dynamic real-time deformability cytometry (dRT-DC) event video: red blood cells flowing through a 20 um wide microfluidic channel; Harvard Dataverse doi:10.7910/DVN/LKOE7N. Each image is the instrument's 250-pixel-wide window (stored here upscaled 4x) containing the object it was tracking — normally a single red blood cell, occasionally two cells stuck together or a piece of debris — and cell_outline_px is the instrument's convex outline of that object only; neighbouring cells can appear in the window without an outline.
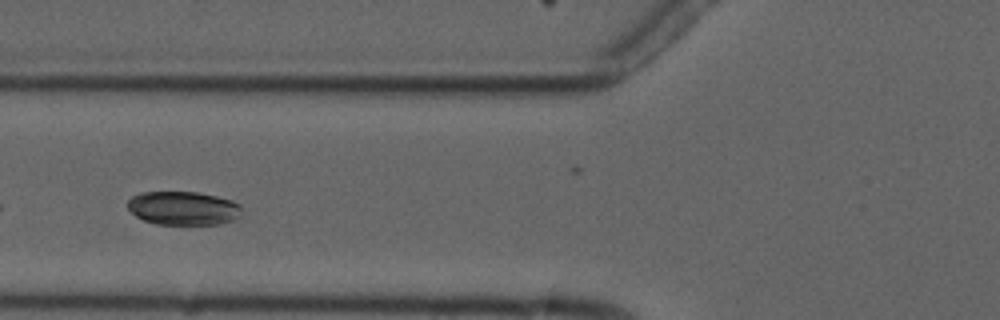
{"species": "common noctule bat (a hibernating species)", "species_latin": "Nyctalus noctula", "temperature_condition": "cold", "stored_images_in_passage": 8, "camera_frame_rate_fps": 3000, "um_per_image_px": 0.085, "animal": {"sex": "male", "forearm_length_mm": 52.5}, "frame": {"image": 1, "passage_image": 3, "time_ms": 3.333, "image_size_px": [1000, 320], "cell_outline_px": [[240, 208], [236, 216], [232, 220], [220, 224], [156, 224], [144, 220], [136, 216], [128, 208], [128, 200], [132, 196], [140, 192], [196, 192], [216, 196], [232, 200], [240, 204]], "centroid_in_image_um": [15.53, 17.69], "position_along_channel_um": 110.3, "area_um2": 22.14}}
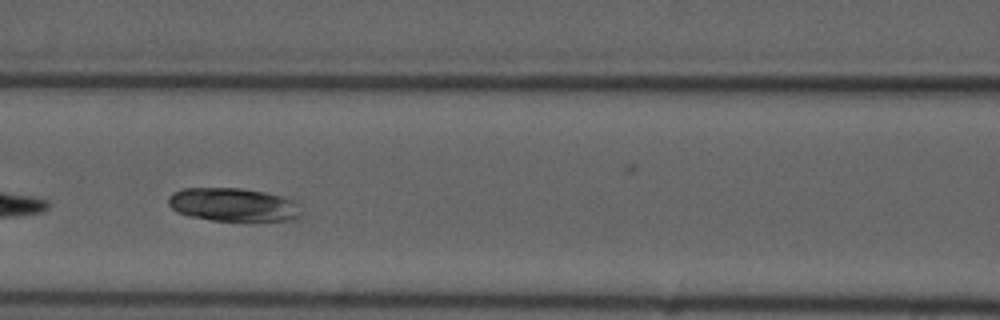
{"frame": {"image": 2, "passage_image": 4, "time_ms": 4.333, "image_size_px": [1000, 320], "cell_outline_px": [[300, 216], [296, 220], [248, 224], [212, 220], [188, 216], [176, 212], [168, 204], [168, 196], [172, 192], [184, 188], [240, 188], [264, 192], [296, 200], [300, 204]], "centroid_in_image_um": [19.89, 17.45], "position_along_channel_um": 146.7, "area_um2": 27.17}}
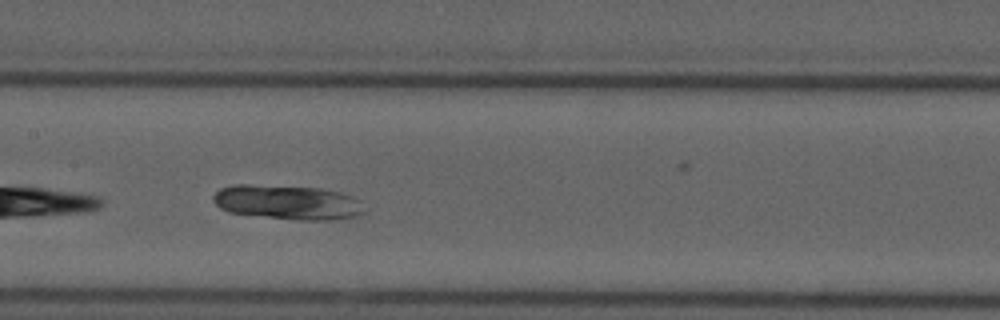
{"frame": {"image": 3, "passage_image": 5, "time_ms": 5.333, "image_size_px": [1000, 320], "cell_outline_px": [[364, 212], [360, 216], [332, 220], [300, 220], [228, 212], [220, 208], [212, 200], [212, 196], [220, 188], [232, 184], [248, 184], [320, 188], [352, 196], [356, 200]], "centroid_in_image_um": [24.38, 17.19], "position_along_channel_um": 183.0, "area_um2": 30.17}}